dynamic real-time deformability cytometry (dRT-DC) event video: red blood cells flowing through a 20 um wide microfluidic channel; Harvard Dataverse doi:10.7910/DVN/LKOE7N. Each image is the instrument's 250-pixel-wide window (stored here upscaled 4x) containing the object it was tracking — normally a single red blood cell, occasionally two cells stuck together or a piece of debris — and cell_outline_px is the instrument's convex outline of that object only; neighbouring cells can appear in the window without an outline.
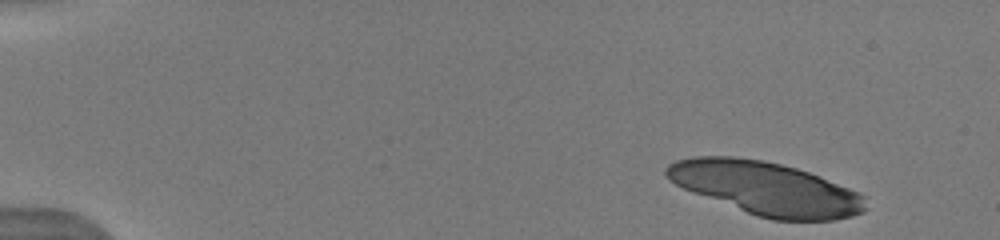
{"species": "human", "species_latin": "Homo sapiens", "temperature_condition": "warm", "stored_images_in_passage": 5, "camera_frame_rate_fps": 3000, "um_per_image_px": 0.085, "donor": {"sex": "male"}, "frame": {"image": 1, "passage_image": 1, "time_ms": 0.0, "image_size_px": [1000, 240], "cell_outline_px": [[868, 208], [864, 212], [852, 216], [836, 220], [772, 220], [756, 216], [684, 188], [668, 180], [664, 172], [664, 168], [668, 164], [676, 160], [692, 156], [732, 156], [764, 160], [796, 168], [820, 176], [860, 192], [864, 196]], "centroid_in_image_um": [65.12, 16.01], "position_along_channel_um": 19.9, "area_um2": 61.79}}
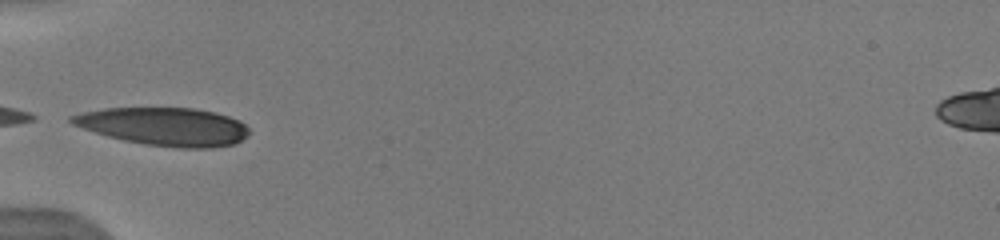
{"frame": {"image": 2, "passage_image": 5, "time_ms": 4.667, "image_size_px": [1000, 240], "cell_outline_px": [[248, 132], [236, 144], [212, 148], [180, 148], [148, 144], [124, 140], [108, 136], [72, 124], [68, 120], [68, 116], [80, 112], [104, 108], [196, 108], [216, 112], [240, 120], [248, 128]], "centroid_in_image_um": [13.96, 10.74], "position_along_channel_um": 71.0, "area_um2": 39.25}}